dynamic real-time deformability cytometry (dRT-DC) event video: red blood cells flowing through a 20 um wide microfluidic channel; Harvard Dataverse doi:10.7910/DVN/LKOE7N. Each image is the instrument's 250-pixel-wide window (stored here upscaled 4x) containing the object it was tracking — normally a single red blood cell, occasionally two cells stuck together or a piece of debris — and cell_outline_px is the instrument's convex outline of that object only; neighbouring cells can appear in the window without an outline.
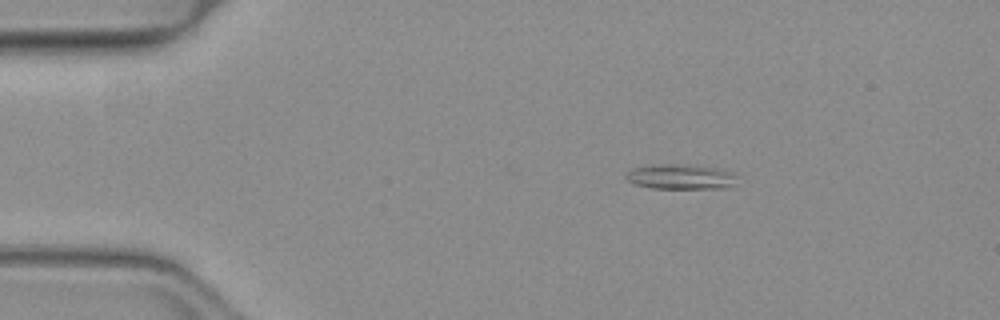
{"species": "common noctule bat (a hibernating species)", "species_latin": "Nyctalus noctula", "temperature_condition": "warm", "stored_images_in_passage": 51, "camera_frame_rate_fps": 3000, "um_per_image_px": 0.085, "animal": {"sex": "female", "body_mass_g": 19.3, "forearm_length_mm": 54.1}, "frame": {"image": 1, "passage_image": 9, "time_ms": 2.667, "image_size_px": [1000, 320], "cell_outline_px": [[736, 172], [732, 184], [728, 188], [652, 188], [636, 184], [628, 180], [624, 176], [632, 168], [652, 164], [680, 164], [720, 168]], "centroid_in_image_um": [57.85, 15.01], "position_along_channel_um": 27.1, "area_um2": 16.18}}
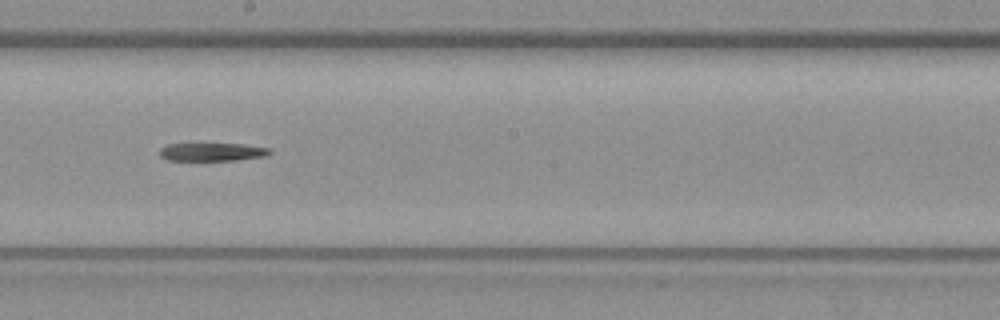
{"frame": {"image": 2, "passage_image": 29, "time_ms": 9.333, "image_size_px": [1000, 320], "cell_outline_px": [[272, 152], [268, 156], [236, 160], [168, 160], [160, 156], [160, 148], [168, 144], [244, 144], [268, 148]], "centroid_in_image_um": [18.06, 12.91], "position_along_channel_um": 230.1, "area_um2": 11.56}}
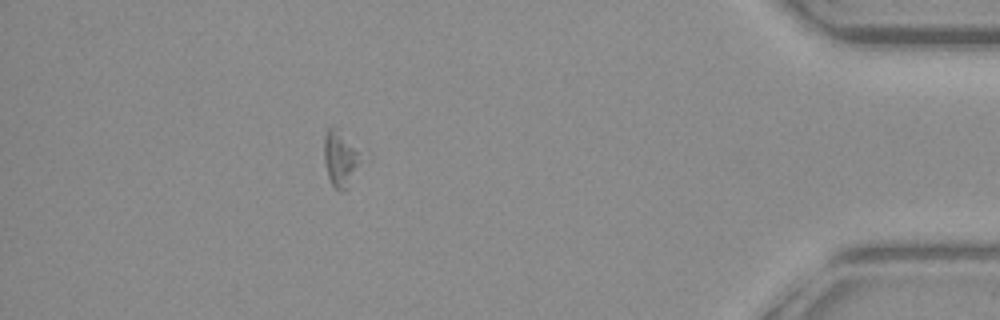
{"frame": {"image": 3, "passage_image": 46, "time_ms": 15.0, "image_size_px": [1000, 320], "cell_outline_px": [[364, 160], [348, 188], [344, 192], [340, 192], [332, 184], [328, 176], [324, 160], [324, 136], [328, 128], [332, 124], [340, 128]], "centroid_in_image_um": [28.95, 13.47], "position_along_channel_um": 406.3, "area_um2": 12.37}}